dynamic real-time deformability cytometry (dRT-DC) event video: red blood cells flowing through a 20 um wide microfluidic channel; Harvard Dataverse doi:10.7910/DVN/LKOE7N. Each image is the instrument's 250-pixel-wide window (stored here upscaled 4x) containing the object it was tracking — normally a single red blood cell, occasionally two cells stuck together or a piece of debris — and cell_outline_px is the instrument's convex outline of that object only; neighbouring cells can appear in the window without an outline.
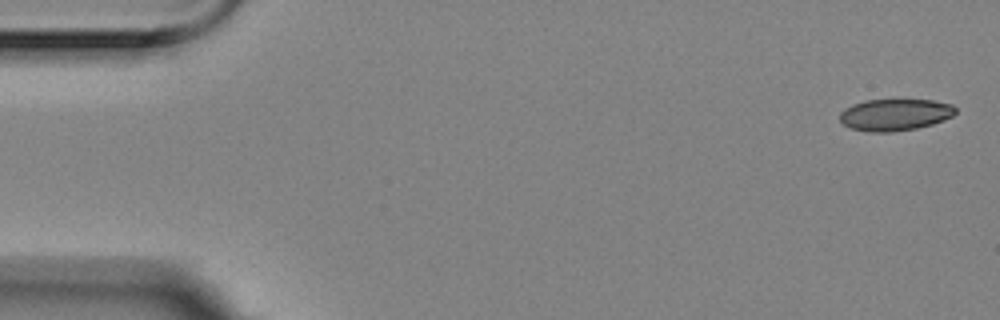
{"species": "Egyptian fruit bat (a non-hibernating species)", "species_latin": "Rousettus aegyptiacus", "temperature_condition": "room temperature", "stored_images_in_passage": 5, "segment_of_instrument_passage": [1, 2], "camera_frame_rate_fps": 3000, "um_per_image_px": 0.085, "animal": {"sex": "female"}, "frame": {"image": 1, "passage_image": 1, "time_ms": 0.0, "image_size_px": [1000, 320], "cell_outline_px": [[956, 112], [952, 116], [944, 120], [932, 124], [916, 128], [892, 132], [868, 132], [852, 128], [840, 124], [840, 112], [844, 108], [852, 104], [864, 100], [932, 100], [952, 104], [956, 108]], "centroid_in_image_um": [76.04, 9.75], "position_along_channel_um": 9.0, "area_um2": 21.56}}